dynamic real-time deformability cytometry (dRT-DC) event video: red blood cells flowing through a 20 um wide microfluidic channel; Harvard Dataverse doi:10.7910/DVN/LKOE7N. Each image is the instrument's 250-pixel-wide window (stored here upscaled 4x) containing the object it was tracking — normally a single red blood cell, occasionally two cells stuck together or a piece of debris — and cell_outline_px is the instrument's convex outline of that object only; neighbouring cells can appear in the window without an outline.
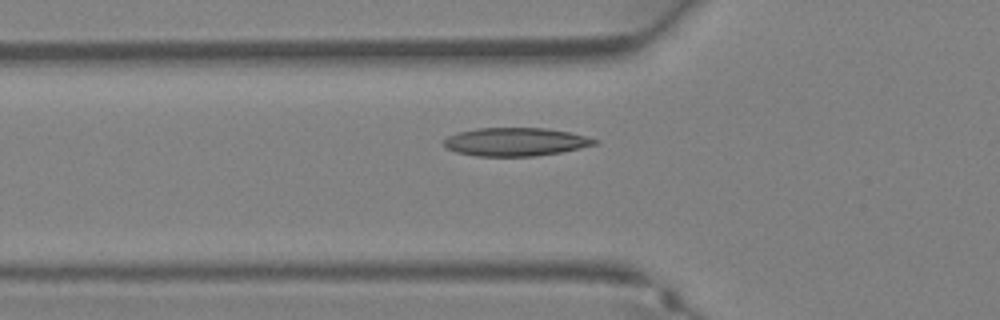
{"species": "Egyptian fruit bat (a non-hibernating species)", "species_latin": "Rousettus aegyptiacus", "temperature_condition": "warm", "stored_images_in_passage": 27, "camera_frame_rate_fps": 3000, "um_per_image_px": 0.085, "animal": {"sex": "female"}, "frame": {"image": 1, "passage_image": 6, "time_ms": 1.667, "image_size_px": [1000, 320], "cell_outline_px": [[600, 140], [596, 144], [580, 148], [560, 152], [536, 156], [476, 156], [456, 152], [448, 148], [444, 144], [444, 140], [448, 136], [460, 132], [476, 128], [548, 128], [568, 132]], "centroid_in_image_um": [43.83, 12.06], "position_along_channel_um": 82.0, "area_um2": 24.68}}
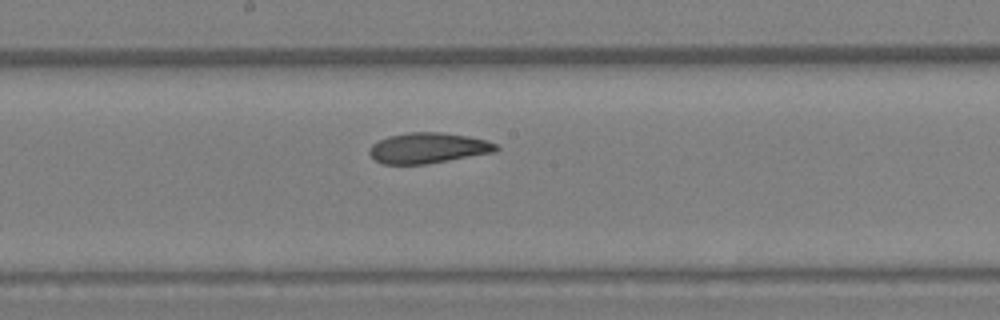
{"frame": {"image": 2, "passage_image": 13, "time_ms": 4.0, "image_size_px": [1000, 320], "cell_outline_px": [[500, 148], [496, 152], [424, 164], [384, 164], [376, 160], [368, 152], [368, 148], [372, 144], [388, 136], [408, 132], [440, 132], [468, 136], [488, 140], [496, 144]], "centroid_in_image_um": [36.4, 12.57], "position_along_channel_um": 211.8, "area_um2": 22.54}}
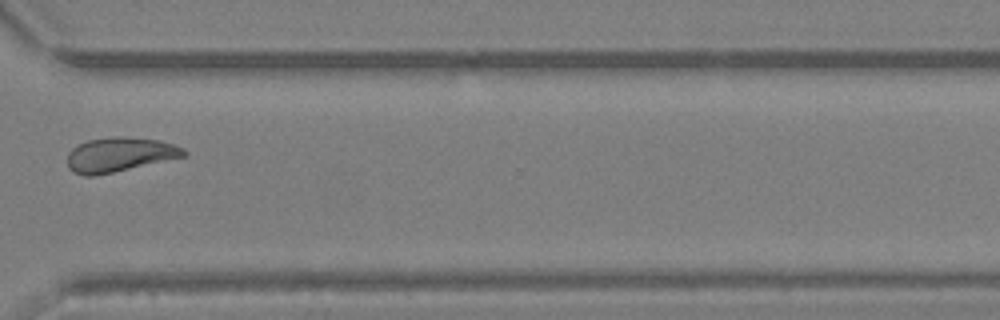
{"frame": {"image": 3, "passage_image": 21, "time_ms": 6.667, "image_size_px": [1000, 320], "cell_outline_px": [[188, 156], [96, 176], [84, 176], [72, 172], [68, 168], [68, 152], [72, 148], [88, 140], [112, 136], [124, 136], [160, 140], [184, 148], [188, 152]], "centroid_in_image_um": [10.19, 13.15], "position_along_channel_um": 360.4, "area_um2": 23.7}}